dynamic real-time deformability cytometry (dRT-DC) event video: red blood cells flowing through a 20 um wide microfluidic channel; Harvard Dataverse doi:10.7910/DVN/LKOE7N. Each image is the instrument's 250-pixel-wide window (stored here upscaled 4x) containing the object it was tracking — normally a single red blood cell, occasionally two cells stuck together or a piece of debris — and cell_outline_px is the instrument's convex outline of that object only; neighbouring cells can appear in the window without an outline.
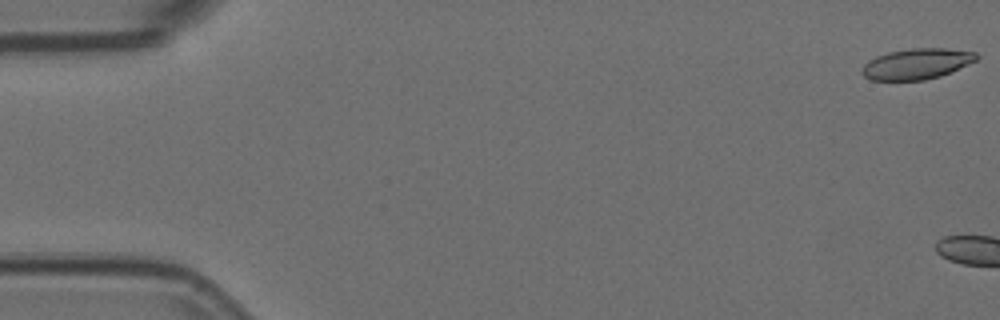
{"species": "Egyptian fruit bat (a non-hibernating species)", "species_latin": "Rousettus aegyptiacus", "temperature_condition": "room temperature", "stored_images_in_passage": 4, "camera_frame_rate_fps": 3000, "um_per_image_px": 0.085, "animal": {"sex": "female"}, "frame": {"image": 1, "passage_image": 1, "time_ms": 0.0, "image_size_px": [1000, 320], "cell_outline_px": [[980, 56], [976, 60], [968, 64], [940, 76], [924, 80], [872, 80], [864, 76], [860, 72], [864, 64], [868, 60], [876, 56], [888, 52], [912, 48], [944, 48], [976, 52]], "centroid_in_image_um": [77.9, 5.42], "position_along_channel_um": 7.1, "area_um2": 20.46}}